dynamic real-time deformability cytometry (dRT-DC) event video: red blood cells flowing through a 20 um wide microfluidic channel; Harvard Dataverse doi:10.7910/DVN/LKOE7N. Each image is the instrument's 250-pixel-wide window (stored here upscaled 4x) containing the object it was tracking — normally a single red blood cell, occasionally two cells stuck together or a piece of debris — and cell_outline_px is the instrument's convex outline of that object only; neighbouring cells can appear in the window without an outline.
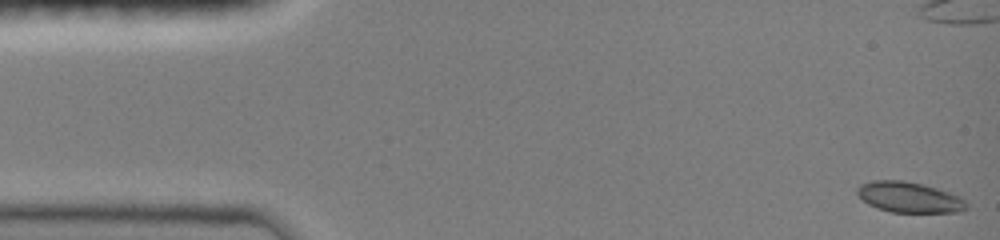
{"species": "common noctule bat (a hibernating species)", "species_latin": "Nyctalus noctula", "temperature_condition": "room temperature", "stored_images_in_passage": 47, "camera_frame_rate_fps": 3000, "um_per_image_px": 0.085, "animal": {"sex": "female", "body_mass_g": 19.0, "forearm_length_mm": 51.5}, "frame": {"image": 1, "passage_image": 1, "time_ms": 0.0, "image_size_px": [1000, 240], "cell_outline_px": [[968, 208], [960, 212], [892, 212], [876, 208], [868, 204], [856, 192], [856, 188], [860, 184], [872, 180], [904, 180], [924, 184], [960, 196], [968, 204]], "centroid_in_image_um": [77.28, 16.76], "position_along_channel_um": 7.7, "area_um2": 19.59}}
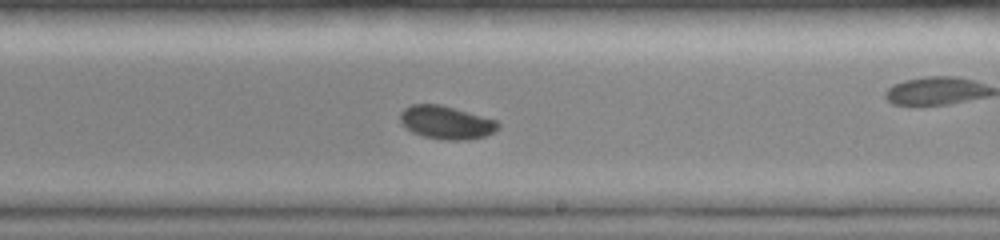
{"frame": {"image": 2, "passage_image": 28, "time_ms": 9.0, "image_size_px": [1000, 240], "cell_outline_px": [[500, 128], [484, 136], [468, 140], [444, 140], [424, 136], [412, 132], [404, 128], [400, 124], [400, 112], [404, 108], [412, 104], [440, 104], [496, 120], [500, 124]], "centroid_in_image_um": [37.89, 10.41], "position_along_channel_um": 251.1, "area_um2": 19.02}}
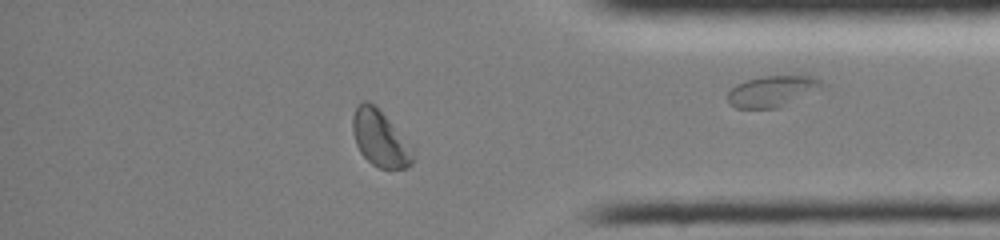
{"frame": {"image": 3, "passage_image": 40, "time_ms": 13.0, "image_size_px": [1000, 240], "cell_outline_px": [[412, 164], [408, 168], [380, 168], [372, 164], [360, 152], [356, 144], [352, 132], [352, 116], [356, 104], [364, 100], [368, 100], [384, 116], [412, 148]], "centroid_in_image_um": [32.24, 11.77], "position_along_channel_um": 403.0, "area_um2": 19.19}, "authors_computed_cell_mechanics": {"area_um2": 19.1318, "velocity_mm_per_s": 4.0388, "shape_relaxation_time_tau1_ms": 3.0682, "shape_relaxation_time_tau2_ms": null, "deformation_change_tau1": 0.0869, "deformation_change_tau2": null}}